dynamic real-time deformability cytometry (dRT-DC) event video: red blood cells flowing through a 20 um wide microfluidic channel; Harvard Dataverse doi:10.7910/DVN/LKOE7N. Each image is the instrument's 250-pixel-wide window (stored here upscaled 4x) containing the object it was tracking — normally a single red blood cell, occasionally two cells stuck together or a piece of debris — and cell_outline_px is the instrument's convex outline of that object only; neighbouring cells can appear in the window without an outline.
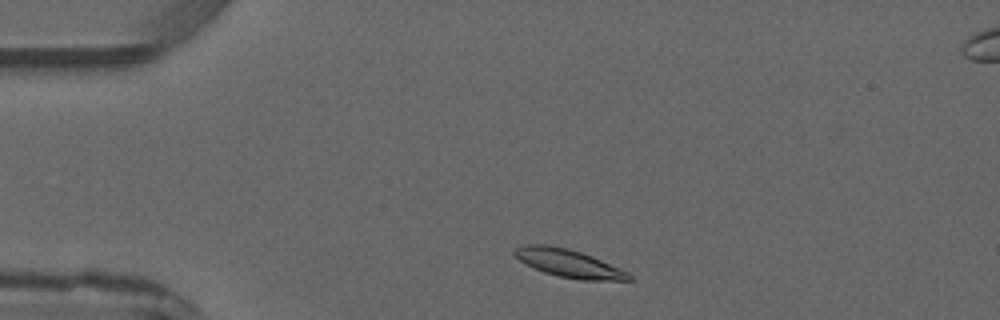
{"species": "common noctule bat (a hibernating species)", "species_latin": "Nyctalus noctula", "temperature_condition": "warm", "stored_images_in_passage": 3, "camera_frame_rate_fps": 3000, "um_per_image_px": 0.085, "animal": {"sex": "male", "forearm_length_mm": 52.5}, "frame": {"image": 1, "passage_image": 1, "time_ms": 0.0, "image_size_px": [1000, 320], "cell_outline_px": [[636, 280], [580, 280], [556, 276], [544, 272], [524, 264], [512, 252], [516, 248], [524, 244], [544, 244], [568, 248], [592, 256], [620, 268], [628, 272]], "centroid_in_image_um": [48.34, 22.38], "position_along_channel_um": 36.7, "area_um2": 18.73}}